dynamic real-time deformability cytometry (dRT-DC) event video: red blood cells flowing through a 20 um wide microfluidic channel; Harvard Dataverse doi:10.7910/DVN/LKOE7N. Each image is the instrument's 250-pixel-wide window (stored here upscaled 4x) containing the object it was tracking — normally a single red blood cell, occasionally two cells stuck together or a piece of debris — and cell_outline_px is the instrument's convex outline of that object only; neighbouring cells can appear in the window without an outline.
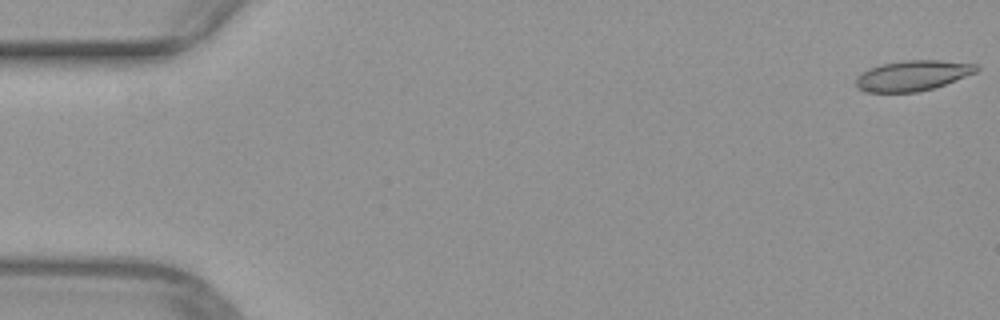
{"species": "common noctule bat (a hibernating species)", "species_latin": "Nyctalus noctula", "temperature_condition": "warm", "stored_images_in_passage": 51, "camera_frame_rate_fps": 3000, "um_per_image_px": 0.085, "animal": {"sex": "female", "body_mass_g": 29.2, "forearm_length_mm": 56.3}, "frame": {"image": 1, "passage_image": 1, "time_ms": 0.0, "image_size_px": [1000, 320], "cell_outline_px": [[980, 68], [976, 72], [944, 84], [932, 88], [916, 92], [864, 92], [856, 88], [856, 76], [872, 68], [884, 64], [908, 60], [940, 60], [976, 64]], "centroid_in_image_um": [77.56, 6.43], "position_along_channel_um": 7.4, "area_um2": 20.98}}
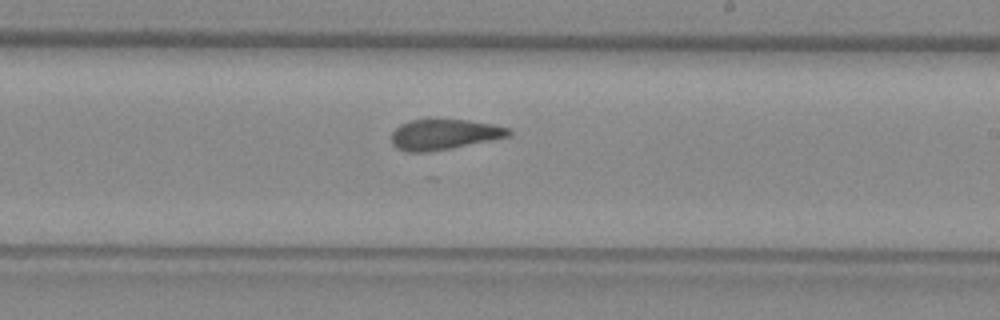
{"frame": {"image": 2, "passage_image": 30, "time_ms": 9.667, "image_size_px": [1000, 320], "cell_outline_px": [[512, 136], [452, 148], [428, 152], [408, 152], [396, 148], [392, 144], [392, 132], [400, 124], [412, 120], [428, 116], [436, 116], [468, 120], [492, 124], [512, 128]], "centroid_in_image_um": [37.76, 11.38], "position_along_channel_um": 251.2, "area_um2": 21.79}}
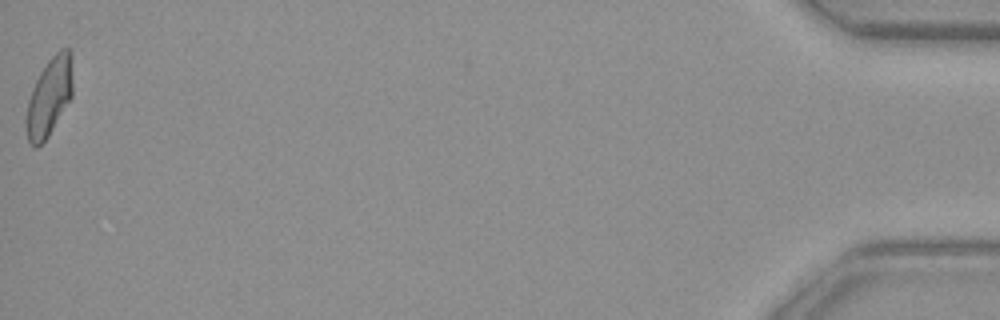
{"frame": {"image": 3, "passage_image": 51, "time_ms": 16.667, "image_size_px": [1000, 320], "cell_outline_px": [[72, 96], [48, 136], [36, 148], [28, 140], [24, 120], [28, 100], [32, 88], [40, 72], [48, 60], [60, 48], [68, 48], [72, 52]], "centroid_in_image_um": [4.18, 8.2], "position_along_channel_um": 431.0, "area_um2": 21.27}}